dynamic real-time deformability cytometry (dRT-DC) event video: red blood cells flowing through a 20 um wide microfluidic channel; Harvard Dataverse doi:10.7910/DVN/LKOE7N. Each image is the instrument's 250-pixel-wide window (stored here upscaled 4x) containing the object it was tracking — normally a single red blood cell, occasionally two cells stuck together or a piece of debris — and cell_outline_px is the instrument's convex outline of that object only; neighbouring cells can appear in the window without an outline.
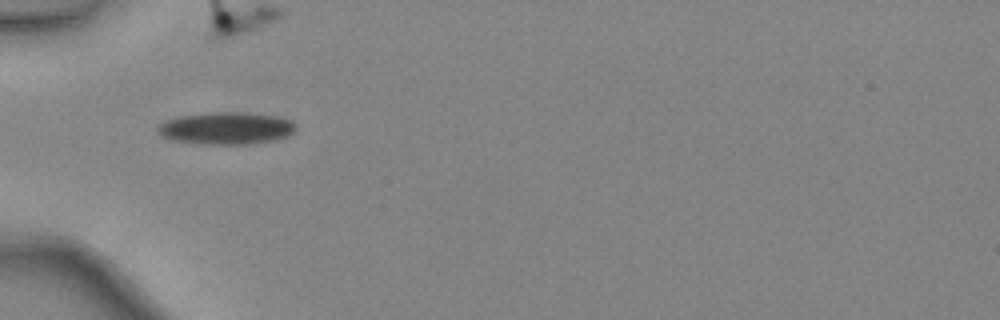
{"species": "common noctule bat (a hibernating species)", "species_latin": "Nyctalus noctula", "temperature_condition": "warm", "stored_images_in_passage": 5, "camera_frame_rate_fps": 3000, "um_per_image_px": 0.085, "animal": {"sex": "female", "body_mass_g": 24.6, "forearm_length_mm": 56.2}, "frame": {"image": 1, "passage_image": 2, "time_ms": 0.333, "image_size_px": [1000, 320], "cell_outline_px": [[296, 128], [288, 136], [272, 140], [248, 144], [200, 144], [172, 140], [164, 136], [156, 128], [164, 120], [180, 116], [208, 112], [240, 112], [276, 116], [288, 120]], "centroid_in_image_um": [19.18, 10.9], "position_along_channel_um": 65.8, "area_um2": 25.66}}